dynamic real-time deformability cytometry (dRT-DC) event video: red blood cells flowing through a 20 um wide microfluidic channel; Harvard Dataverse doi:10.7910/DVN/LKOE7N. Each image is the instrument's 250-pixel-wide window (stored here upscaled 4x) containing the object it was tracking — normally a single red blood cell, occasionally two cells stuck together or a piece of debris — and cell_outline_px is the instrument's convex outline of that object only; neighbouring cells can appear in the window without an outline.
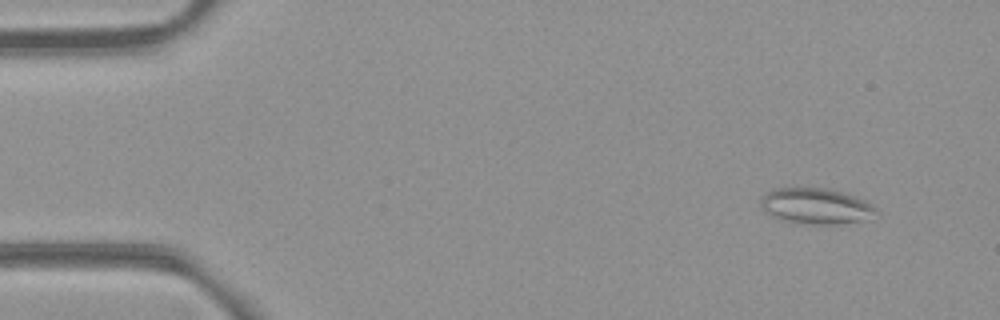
{"species": "common noctule bat (a hibernating species)", "species_latin": "Nyctalus noctula", "temperature_condition": "room temperature", "stored_images_in_passage": 53, "camera_frame_rate_fps": 3000, "um_per_image_px": 0.085, "animal": {"sex": "female", "body_mass_g": 21.9}, "frame": {"image": 1, "passage_image": 4, "time_ms": 1.0, "image_size_px": [1000, 320], "cell_outline_px": [[876, 208], [856, 220], [836, 224], [812, 224], [792, 220], [776, 216], [768, 212], [760, 204], [760, 196], [776, 188], [820, 188], [840, 192], [864, 200], [872, 204]], "centroid_in_image_um": [69.25, 17.47], "position_along_channel_um": 15.8, "area_um2": 22.48}}
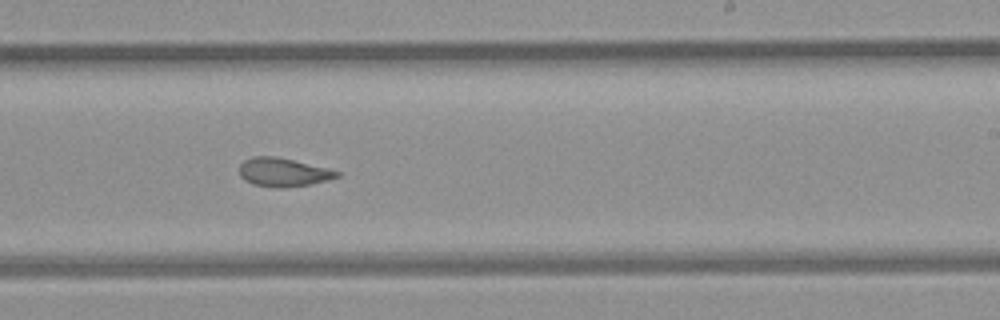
{"frame": {"image": 2, "passage_image": 32, "time_ms": 10.333, "image_size_px": [1000, 320], "cell_outline_px": [[340, 176], [312, 184], [280, 188], [252, 184], [244, 180], [240, 176], [240, 164], [244, 160], [252, 156], [276, 156], [328, 168], [340, 172]], "centroid_in_image_um": [24.05, 14.63], "position_along_channel_um": 264.9, "area_um2": 16.24}}
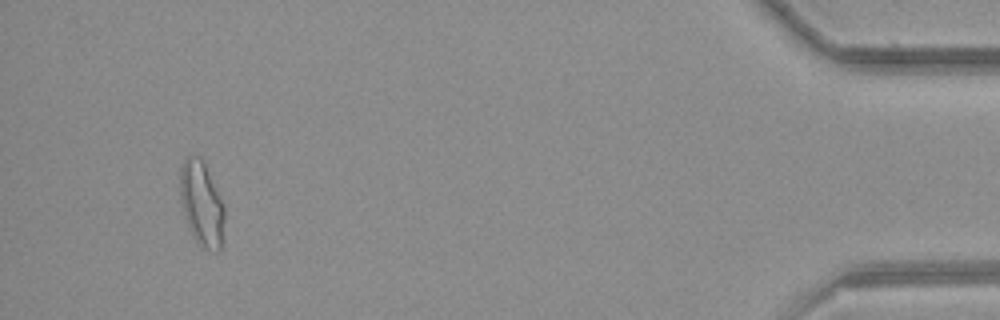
{"frame": {"image": 3, "passage_image": 50, "time_ms": 16.333, "image_size_px": [1000, 320], "cell_outline_px": [[224, 220], [220, 248], [216, 252], [212, 252], [204, 248], [192, 236], [184, 216], [180, 200], [180, 168], [184, 160], [188, 156], [200, 156], [224, 204]], "centroid_in_image_um": [17.12, 17.33], "position_along_channel_um": 418.1, "area_um2": 21.73}, "authors_computed_cell_mechanics": {"area_um2": 18.0336, "velocity_mm_per_s": 3.8677, "shape_relaxation_time_tau1_ms": null, "shape_relaxation_time_tau2_ms": 1.8581, "deformation_change_tau1": null, "deformation_change_tau2": 0.0902}}